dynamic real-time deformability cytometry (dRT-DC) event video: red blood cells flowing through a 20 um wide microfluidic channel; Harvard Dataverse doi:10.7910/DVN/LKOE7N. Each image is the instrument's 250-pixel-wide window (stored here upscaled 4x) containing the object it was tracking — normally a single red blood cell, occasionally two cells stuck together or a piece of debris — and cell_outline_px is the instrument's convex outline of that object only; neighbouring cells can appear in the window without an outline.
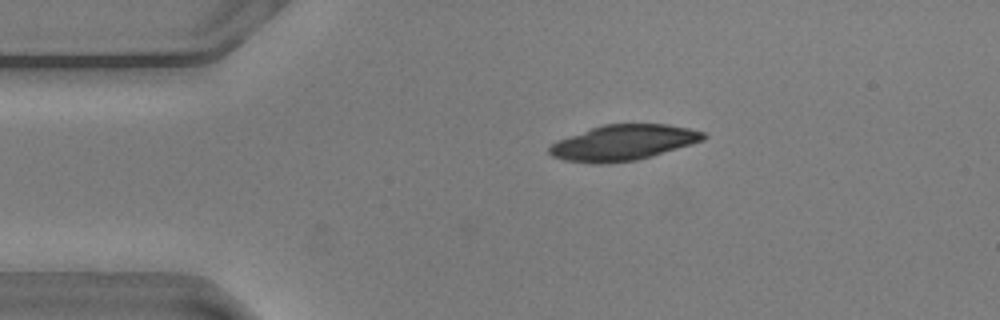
{"species": "common noctule bat (a hibernating species)", "species_latin": "Nyctalus noctula", "temperature_condition": "warm", "stored_images_in_passage": 2, "camera_frame_rate_fps": 3000, "um_per_image_px": 0.085, "animal": {"sex": "male", "body_mass_g": 20.5, "forearm_length_mm": 52.5}, "frame": {"image": 1, "passage_image": 2, "time_ms": 0.333, "image_size_px": [1000, 320], "cell_outline_px": [[708, 136], [704, 140], [692, 144], [652, 156], [636, 160], [604, 164], [592, 164], [564, 160], [552, 156], [548, 152], [548, 148], [556, 140], [604, 124], [668, 124], [688, 128], [704, 132]], "centroid_in_image_um": [52.97, 12.13], "position_along_channel_um": 32.0, "area_um2": 31.96}}